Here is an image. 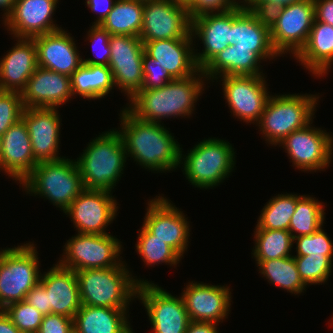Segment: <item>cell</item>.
Returning <instances> with one entry per match:
<instances>
[{"label": "cell", "mask_w": 333, "mask_h": 333, "mask_svg": "<svg viewBox=\"0 0 333 333\" xmlns=\"http://www.w3.org/2000/svg\"><path fill=\"white\" fill-rule=\"evenodd\" d=\"M119 116L121 127L116 130L121 136L127 157H132L142 168L151 172L166 173L181 167V145L163 123L142 121L125 107Z\"/></svg>", "instance_id": "obj_1"}, {"label": "cell", "mask_w": 333, "mask_h": 333, "mask_svg": "<svg viewBox=\"0 0 333 333\" xmlns=\"http://www.w3.org/2000/svg\"><path fill=\"white\" fill-rule=\"evenodd\" d=\"M205 79L199 69L195 74L173 79L163 87L140 90L126 108L138 119L148 122L162 123V119L180 116L190 118L199 96L206 89Z\"/></svg>", "instance_id": "obj_2"}, {"label": "cell", "mask_w": 333, "mask_h": 333, "mask_svg": "<svg viewBox=\"0 0 333 333\" xmlns=\"http://www.w3.org/2000/svg\"><path fill=\"white\" fill-rule=\"evenodd\" d=\"M123 261L111 268H93L76 271L82 305L129 310L137 298L138 285L149 283L135 278Z\"/></svg>", "instance_id": "obj_3"}, {"label": "cell", "mask_w": 333, "mask_h": 333, "mask_svg": "<svg viewBox=\"0 0 333 333\" xmlns=\"http://www.w3.org/2000/svg\"><path fill=\"white\" fill-rule=\"evenodd\" d=\"M75 159L84 188L112 192L125 169L127 153L116 129L98 135Z\"/></svg>", "instance_id": "obj_4"}, {"label": "cell", "mask_w": 333, "mask_h": 333, "mask_svg": "<svg viewBox=\"0 0 333 333\" xmlns=\"http://www.w3.org/2000/svg\"><path fill=\"white\" fill-rule=\"evenodd\" d=\"M319 95H270L259 122L260 134L268 144L277 146L293 131L306 127L313 121Z\"/></svg>", "instance_id": "obj_5"}, {"label": "cell", "mask_w": 333, "mask_h": 333, "mask_svg": "<svg viewBox=\"0 0 333 333\" xmlns=\"http://www.w3.org/2000/svg\"><path fill=\"white\" fill-rule=\"evenodd\" d=\"M20 184L26 194L48 199L63 213L85 189L76 161L66 157L38 163Z\"/></svg>", "instance_id": "obj_6"}, {"label": "cell", "mask_w": 333, "mask_h": 333, "mask_svg": "<svg viewBox=\"0 0 333 333\" xmlns=\"http://www.w3.org/2000/svg\"><path fill=\"white\" fill-rule=\"evenodd\" d=\"M180 150V165L186 179L195 188L212 189L228 178L234 170L236 160L231 143L223 139L208 138L195 144L183 154Z\"/></svg>", "instance_id": "obj_7"}, {"label": "cell", "mask_w": 333, "mask_h": 333, "mask_svg": "<svg viewBox=\"0 0 333 333\" xmlns=\"http://www.w3.org/2000/svg\"><path fill=\"white\" fill-rule=\"evenodd\" d=\"M34 242L7 248L0 262V310L25 299L40 282L41 272Z\"/></svg>", "instance_id": "obj_8"}, {"label": "cell", "mask_w": 333, "mask_h": 333, "mask_svg": "<svg viewBox=\"0 0 333 333\" xmlns=\"http://www.w3.org/2000/svg\"><path fill=\"white\" fill-rule=\"evenodd\" d=\"M273 48L279 57H296L306 45L315 19L314 1L301 0L273 9L266 14Z\"/></svg>", "instance_id": "obj_9"}, {"label": "cell", "mask_w": 333, "mask_h": 333, "mask_svg": "<svg viewBox=\"0 0 333 333\" xmlns=\"http://www.w3.org/2000/svg\"><path fill=\"white\" fill-rule=\"evenodd\" d=\"M121 241L111 234L77 233L64 245L63 258L58 263L73 271L93 268H111L123 261ZM120 257V258H119Z\"/></svg>", "instance_id": "obj_10"}, {"label": "cell", "mask_w": 333, "mask_h": 333, "mask_svg": "<svg viewBox=\"0 0 333 333\" xmlns=\"http://www.w3.org/2000/svg\"><path fill=\"white\" fill-rule=\"evenodd\" d=\"M312 123L313 121L306 127L293 131L279 144V147L285 149L295 168L310 173L323 171L330 165L333 157V136L322 128H315Z\"/></svg>", "instance_id": "obj_11"}, {"label": "cell", "mask_w": 333, "mask_h": 333, "mask_svg": "<svg viewBox=\"0 0 333 333\" xmlns=\"http://www.w3.org/2000/svg\"><path fill=\"white\" fill-rule=\"evenodd\" d=\"M224 98L233 117L245 123L257 124L270 97L266 77L261 76H221Z\"/></svg>", "instance_id": "obj_12"}, {"label": "cell", "mask_w": 333, "mask_h": 333, "mask_svg": "<svg viewBox=\"0 0 333 333\" xmlns=\"http://www.w3.org/2000/svg\"><path fill=\"white\" fill-rule=\"evenodd\" d=\"M109 43L111 57L108 67L115 87L130 101L142 88L143 41L136 36L111 35Z\"/></svg>", "instance_id": "obj_13"}, {"label": "cell", "mask_w": 333, "mask_h": 333, "mask_svg": "<svg viewBox=\"0 0 333 333\" xmlns=\"http://www.w3.org/2000/svg\"><path fill=\"white\" fill-rule=\"evenodd\" d=\"M137 299L147 311L155 333H185L190 322L182 296H173L149 282L138 285Z\"/></svg>", "instance_id": "obj_14"}, {"label": "cell", "mask_w": 333, "mask_h": 333, "mask_svg": "<svg viewBox=\"0 0 333 333\" xmlns=\"http://www.w3.org/2000/svg\"><path fill=\"white\" fill-rule=\"evenodd\" d=\"M117 205L109 191L84 189L64 213L68 214L78 233L110 234L106 228L117 216Z\"/></svg>", "instance_id": "obj_15"}, {"label": "cell", "mask_w": 333, "mask_h": 333, "mask_svg": "<svg viewBox=\"0 0 333 333\" xmlns=\"http://www.w3.org/2000/svg\"><path fill=\"white\" fill-rule=\"evenodd\" d=\"M191 33V18L184 5L170 0L143 3L142 41L185 38Z\"/></svg>", "instance_id": "obj_16"}, {"label": "cell", "mask_w": 333, "mask_h": 333, "mask_svg": "<svg viewBox=\"0 0 333 333\" xmlns=\"http://www.w3.org/2000/svg\"><path fill=\"white\" fill-rule=\"evenodd\" d=\"M156 197L147 202L143 226L182 257L189 244L190 224L183 211L175 207L164 194Z\"/></svg>", "instance_id": "obj_17"}, {"label": "cell", "mask_w": 333, "mask_h": 333, "mask_svg": "<svg viewBox=\"0 0 333 333\" xmlns=\"http://www.w3.org/2000/svg\"><path fill=\"white\" fill-rule=\"evenodd\" d=\"M181 293L190 321L219 325L230 311L232 293L226 285L189 281Z\"/></svg>", "instance_id": "obj_18"}, {"label": "cell", "mask_w": 333, "mask_h": 333, "mask_svg": "<svg viewBox=\"0 0 333 333\" xmlns=\"http://www.w3.org/2000/svg\"><path fill=\"white\" fill-rule=\"evenodd\" d=\"M229 45H235L236 48H252L263 61L279 56L271 42L267 16L248 10L243 5L231 9Z\"/></svg>", "instance_id": "obj_19"}, {"label": "cell", "mask_w": 333, "mask_h": 333, "mask_svg": "<svg viewBox=\"0 0 333 333\" xmlns=\"http://www.w3.org/2000/svg\"><path fill=\"white\" fill-rule=\"evenodd\" d=\"M59 0H15L10 15L2 22L14 38H33L62 29L54 24Z\"/></svg>", "instance_id": "obj_20"}, {"label": "cell", "mask_w": 333, "mask_h": 333, "mask_svg": "<svg viewBox=\"0 0 333 333\" xmlns=\"http://www.w3.org/2000/svg\"><path fill=\"white\" fill-rule=\"evenodd\" d=\"M22 119L27 125L35 160L55 161L59 156L61 118L57 108H24Z\"/></svg>", "instance_id": "obj_21"}, {"label": "cell", "mask_w": 333, "mask_h": 333, "mask_svg": "<svg viewBox=\"0 0 333 333\" xmlns=\"http://www.w3.org/2000/svg\"><path fill=\"white\" fill-rule=\"evenodd\" d=\"M37 164L27 125L21 118L0 137V171L20 184Z\"/></svg>", "instance_id": "obj_22"}, {"label": "cell", "mask_w": 333, "mask_h": 333, "mask_svg": "<svg viewBox=\"0 0 333 333\" xmlns=\"http://www.w3.org/2000/svg\"><path fill=\"white\" fill-rule=\"evenodd\" d=\"M21 96L24 108H58L73 98L71 78L38 66Z\"/></svg>", "instance_id": "obj_23"}, {"label": "cell", "mask_w": 333, "mask_h": 333, "mask_svg": "<svg viewBox=\"0 0 333 333\" xmlns=\"http://www.w3.org/2000/svg\"><path fill=\"white\" fill-rule=\"evenodd\" d=\"M71 35L62 28L33 37L38 66L71 77L83 64L76 41Z\"/></svg>", "instance_id": "obj_24"}, {"label": "cell", "mask_w": 333, "mask_h": 333, "mask_svg": "<svg viewBox=\"0 0 333 333\" xmlns=\"http://www.w3.org/2000/svg\"><path fill=\"white\" fill-rule=\"evenodd\" d=\"M193 41L191 33L185 38L143 41L144 53L164 67L173 79H182L199 70Z\"/></svg>", "instance_id": "obj_25"}, {"label": "cell", "mask_w": 333, "mask_h": 333, "mask_svg": "<svg viewBox=\"0 0 333 333\" xmlns=\"http://www.w3.org/2000/svg\"><path fill=\"white\" fill-rule=\"evenodd\" d=\"M192 38L204 45L202 52L194 49L195 61L202 70L231 41V10L208 13L191 19Z\"/></svg>", "instance_id": "obj_26"}, {"label": "cell", "mask_w": 333, "mask_h": 333, "mask_svg": "<svg viewBox=\"0 0 333 333\" xmlns=\"http://www.w3.org/2000/svg\"><path fill=\"white\" fill-rule=\"evenodd\" d=\"M40 283L47 291L50 314L74 319L82 306L75 271L64 268L57 262L48 272L41 274Z\"/></svg>", "instance_id": "obj_27"}, {"label": "cell", "mask_w": 333, "mask_h": 333, "mask_svg": "<svg viewBox=\"0 0 333 333\" xmlns=\"http://www.w3.org/2000/svg\"><path fill=\"white\" fill-rule=\"evenodd\" d=\"M16 39L17 44L0 58V89L21 93L38 67L37 51L33 38Z\"/></svg>", "instance_id": "obj_28"}, {"label": "cell", "mask_w": 333, "mask_h": 333, "mask_svg": "<svg viewBox=\"0 0 333 333\" xmlns=\"http://www.w3.org/2000/svg\"><path fill=\"white\" fill-rule=\"evenodd\" d=\"M262 59L252 51V48H236L229 45L220 51L203 69L207 81L221 76H261Z\"/></svg>", "instance_id": "obj_29"}, {"label": "cell", "mask_w": 333, "mask_h": 333, "mask_svg": "<svg viewBox=\"0 0 333 333\" xmlns=\"http://www.w3.org/2000/svg\"><path fill=\"white\" fill-rule=\"evenodd\" d=\"M295 59L311 75H327L333 65V26L314 19L308 41Z\"/></svg>", "instance_id": "obj_30"}, {"label": "cell", "mask_w": 333, "mask_h": 333, "mask_svg": "<svg viewBox=\"0 0 333 333\" xmlns=\"http://www.w3.org/2000/svg\"><path fill=\"white\" fill-rule=\"evenodd\" d=\"M129 310L82 305L74 317V333H128Z\"/></svg>", "instance_id": "obj_31"}, {"label": "cell", "mask_w": 333, "mask_h": 333, "mask_svg": "<svg viewBox=\"0 0 333 333\" xmlns=\"http://www.w3.org/2000/svg\"><path fill=\"white\" fill-rule=\"evenodd\" d=\"M70 78L73 96L89 100L105 98L115 86L111 69L104 65L82 64Z\"/></svg>", "instance_id": "obj_32"}, {"label": "cell", "mask_w": 333, "mask_h": 333, "mask_svg": "<svg viewBox=\"0 0 333 333\" xmlns=\"http://www.w3.org/2000/svg\"><path fill=\"white\" fill-rule=\"evenodd\" d=\"M143 22V2L117 0L110 13L99 24L111 35L139 37Z\"/></svg>", "instance_id": "obj_33"}, {"label": "cell", "mask_w": 333, "mask_h": 333, "mask_svg": "<svg viewBox=\"0 0 333 333\" xmlns=\"http://www.w3.org/2000/svg\"><path fill=\"white\" fill-rule=\"evenodd\" d=\"M259 273L270 284L285 289L291 294H301L306 291V285L300 278L293 256L271 260H255Z\"/></svg>", "instance_id": "obj_34"}, {"label": "cell", "mask_w": 333, "mask_h": 333, "mask_svg": "<svg viewBox=\"0 0 333 333\" xmlns=\"http://www.w3.org/2000/svg\"><path fill=\"white\" fill-rule=\"evenodd\" d=\"M302 196L286 192L270 198L261 210L255 229L288 230L297 201Z\"/></svg>", "instance_id": "obj_35"}, {"label": "cell", "mask_w": 333, "mask_h": 333, "mask_svg": "<svg viewBox=\"0 0 333 333\" xmlns=\"http://www.w3.org/2000/svg\"><path fill=\"white\" fill-rule=\"evenodd\" d=\"M253 257L255 260H271L293 256V237L289 230L255 229Z\"/></svg>", "instance_id": "obj_36"}, {"label": "cell", "mask_w": 333, "mask_h": 333, "mask_svg": "<svg viewBox=\"0 0 333 333\" xmlns=\"http://www.w3.org/2000/svg\"><path fill=\"white\" fill-rule=\"evenodd\" d=\"M324 203L316 197L303 195L298 201L291 217L289 231L293 238L311 235L323 226L325 220Z\"/></svg>", "instance_id": "obj_37"}, {"label": "cell", "mask_w": 333, "mask_h": 333, "mask_svg": "<svg viewBox=\"0 0 333 333\" xmlns=\"http://www.w3.org/2000/svg\"><path fill=\"white\" fill-rule=\"evenodd\" d=\"M139 230L135 251L147 266L165 263L175 267L180 263L182 257L170 245L156 238L143 225Z\"/></svg>", "instance_id": "obj_38"}, {"label": "cell", "mask_w": 333, "mask_h": 333, "mask_svg": "<svg viewBox=\"0 0 333 333\" xmlns=\"http://www.w3.org/2000/svg\"><path fill=\"white\" fill-rule=\"evenodd\" d=\"M300 278L306 286L327 282L333 266V255L293 256Z\"/></svg>", "instance_id": "obj_39"}, {"label": "cell", "mask_w": 333, "mask_h": 333, "mask_svg": "<svg viewBox=\"0 0 333 333\" xmlns=\"http://www.w3.org/2000/svg\"><path fill=\"white\" fill-rule=\"evenodd\" d=\"M3 311L21 333H37L44 315L22 300L6 306Z\"/></svg>", "instance_id": "obj_40"}, {"label": "cell", "mask_w": 333, "mask_h": 333, "mask_svg": "<svg viewBox=\"0 0 333 333\" xmlns=\"http://www.w3.org/2000/svg\"><path fill=\"white\" fill-rule=\"evenodd\" d=\"M296 243V255L293 256H321L333 255V242L321 226L311 235L293 238Z\"/></svg>", "instance_id": "obj_41"}, {"label": "cell", "mask_w": 333, "mask_h": 333, "mask_svg": "<svg viewBox=\"0 0 333 333\" xmlns=\"http://www.w3.org/2000/svg\"><path fill=\"white\" fill-rule=\"evenodd\" d=\"M24 110L21 93L0 92V137L22 118Z\"/></svg>", "instance_id": "obj_42"}, {"label": "cell", "mask_w": 333, "mask_h": 333, "mask_svg": "<svg viewBox=\"0 0 333 333\" xmlns=\"http://www.w3.org/2000/svg\"><path fill=\"white\" fill-rule=\"evenodd\" d=\"M87 34L88 35H86V38H87L86 40L90 41L89 43L92 44V49L93 50L96 49L97 46H95V45H98V43H99L100 50H102V51H100V53H99L100 55L95 54V56L97 58L82 59L83 64L108 66V63H109V60L111 57L110 43H109L111 34L106 29L101 27L99 24L98 25L92 24V26H90Z\"/></svg>", "instance_id": "obj_43"}, {"label": "cell", "mask_w": 333, "mask_h": 333, "mask_svg": "<svg viewBox=\"0 0 333 333\" xmlns=\"http://www.w3.org/2000/svg\"><path fill=\"white\" fill-rule=\"evenodd\" d=\"M143 83L141 90L160 88L173 80L164 67L155 63V59L143 56Z\"/></svg>", "instance_id": "obj_44"}, {"label": "cell", "mask_w": 333, "mask_h": 333, "mask_svg": "<svg viewBox=\"0 0 333 333\" xmlns=\"http://www.w3.org/2000/svg\"><path fill=\"white\" fill-rule=\"evenodd\" d=\"M242 5V0H192L186 7L191 19L203 14L229 11Z\"/></svg>", "instance_id": "obj_45"}, {"label": "cell", "mask_w": 333, "mask_h": 333, "mask_svg": "<svg viewBox=\"0 0 333 333\" xmlns=\"http://www.w3.org/2000/svg\"><path fill=\"white\" fill-rule=\"evenodd\" d=\"M37 333H74V319L57 314L44 315Z\"/></svg>", "instance_id": "obj_46"}, {"label": "cell", "mask_w": 333, "mask_h": 333, "mask_svg": "<svg viewBox=\"0 0 333 333\" xmlns=\"http://www.w3.org/2000/svg\"><path fill=\"white\" fill-rule=\"evenodd\" d=\"M24 301L35 307L43 315L50 314V306H48L47 291L39 282L27 292Z\"/></svg>", "instance_id": "obj_47"}, {"label": "cell", "mask_w": 333, "mask_h": 333, "mask_svg": "<svg viewBox=\"0 0 333 333\" xmlns=\"http://www.w3.org/2000/svg\"><path fill=\"white\" fill-rule=\"evenodd\" d=\"M301 0H242V5L252 11L267 14L275 8L289 5Z\"/></svg>", "instance_id": "obj_48"}, {"label": "cell", "mask_w": 333, "mask_h": 333, "mask_svg": "<svg viewBox=\"0 0 333 333\" xmlns=\"http://www.w3.org/2000/svg\"><path fill=\"white\" fill-rule=\"evenodd\" d=\"M86 6L97 14V19L92 24H100L110 13L117 0H85Z\"/></svg>", "instance_id": "obj_49"}, {"label": "cell", "mask_w": 333, "mask_h": 333, "mask_svg": "<svg viewBox=\"0 0 333 333\" xmlns=\"http://www.w3.org/2000/svg\"><path fill=\"white\" fill-rule=\"evenodd\" d=\"M315 20L333 26V0H313Z\"/></svg>", "instance_id": "obj_50"}, {"label": "cell", "mask_w": 333, "mask_h": 333, "mask_svg": "<svg viewBox=\"0 0 333 333\" xmlns=\"http://www.w3.org/2000/svg\"><path fill=\"white\" fill-rule=\"evenodd\" d=\"M217 324L190 321L185 333H218Z\"/></svg>", "instance_id": "obj_51"}, {"label": "cell", "mask_w": 333, "mask_h": 333, "mask_svg": "<svg viewBox=\"0 0 333 333\" xmlns=\"http://www.w3.org/2000/svg\"><path fill=\"white\" fill-rule=\"evenodd\" d=\"M0 333H21L3 310H0Z\"/></svg>", "instance_id": "obj_52"}, {"label": "cell", "mask_w": 333, "mask_h": 333, "mask_svg": "<svg viewBox=\"0 0 333 333\" xmlns=\"http://www.w3.org/2000/svg\"><path fill=\"white\" fill-rule=\"evenodd\" d=\"M15 0H0V8L2 9L3 13V20L4 21L11 13L13 9Z\"/></svg>", "instance_id": "obj_53"}, {"label": "cell", "mask_w": 333, "mask_h": 333, "mask_svg": "<svg viewBox=\"0 0 333 333\" xmlns=\"http://www.w3.org/2000/svg\"><path fill=\"white\" fill-rule=\"evenodd\" d=\"M170 1H172L174 3L184 5L185 7H187L192 0H170Z\"/></svg>", "instance_id": "obj_54"}, {"label": "cell", "mask_w": 333, "mask_h": 333, "mask_svg": "<svg viewBox=\"0 0 333 333\" xmlns=\"http://www.w3.org/2000/svg\"><path fill=\"white\" fill-rule=\"evenodd\" d=\"M7 250V248H5V249H2L1 248V251H0V262H1V260H2V257H3V255H4V252Z\"/></svg>", "instance_id": "obj_55"}, {"label": "cell", "mask_w": 333, "mask_h": 333, "mask_svg": "<svg viewBox=\"0 0 333 333\" xmlns=\"http://www.w3.org/2000/svg\"><path fill=\"white\" fill-rule=\"evenodd\" d=\"M136 1H140V2L145 3V2H150V1H152V0H136Z\"/></svg>", "instance_id": "obj_56"}, {"label": "cell", "mask_w": 333, "mask_h": 333, "mask_svg": "<svg viewBox=\"0 0 333 333\" xmlns=\"http://www.w3.org/2000/svg\"><path fill=\"white\" fill-rule=\"evenodd\" d=\"M128 333H135V332L133 331V329H131Z\"/></svg>", "instance_id": "obj_57"}]
</instances>
